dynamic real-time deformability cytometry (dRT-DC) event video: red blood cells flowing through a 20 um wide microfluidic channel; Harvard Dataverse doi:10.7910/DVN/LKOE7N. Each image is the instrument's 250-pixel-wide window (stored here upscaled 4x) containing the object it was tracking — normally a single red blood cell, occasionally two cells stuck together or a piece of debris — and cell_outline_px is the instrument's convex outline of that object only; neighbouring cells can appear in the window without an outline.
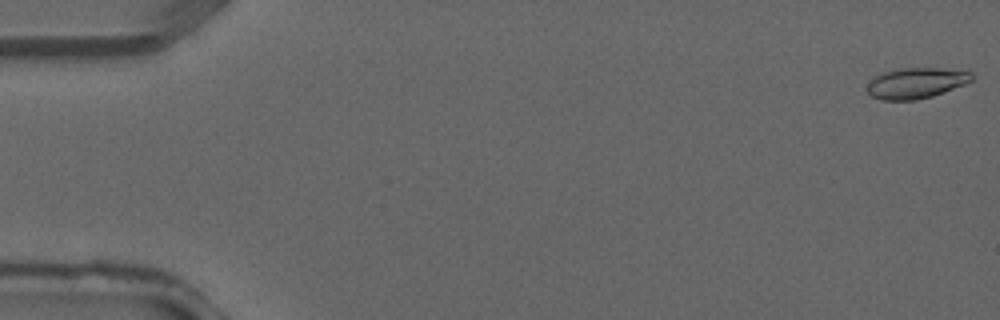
{"species": "common noctule bat (a hibernating species)", "species_latin": "Nyctalus noctula", "temperature_condition": "warm", "stored_images_in_passage": 39, "camera_frame_rate_fps": 3000, "um_per_image_px": 0.085, "animal": {"sex": "male", "forearm_length_mm": 52.5}, "frame": {"image": 1, "passage_image": 1, "time_ms": 0.0, "image_size_px": [1000, 320], "cell_outline_px": [[972, 80], [964, 84], [944, 92], [932, 96], [916, 100], [880, 100], [872, 96], [868, 92], [868, 84], [872, 76], [884, 72], [900, 68], [936, 68], [972, 72]], "centroid_in_image_um": [77.82, 7.06], "position_along_channel_um": 7.2, "area_um2": 18.61}}
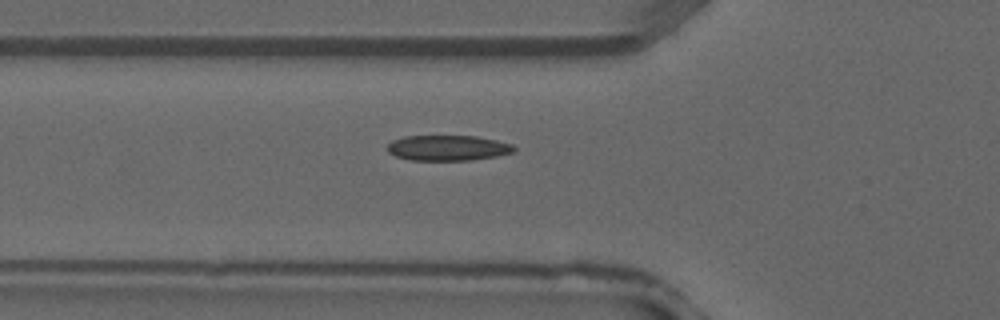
{"frame": {"image": 2, "passage_image": 14, "time_ms": 4.333, "image_size_px": [1000, 320], "cell_outline_px": [[516, 148], [512, 152], [496, 156], [472, 160], [412, 160], [396, 156], [388, 152], [388, 144], [392, 140], [404, 136], [476, 136], [496, 140], [512, 144]], "centroid_in_image_um": [38.06, 12.57], "position_along_channel_um": 87.7, "area_um2": 18.67}}
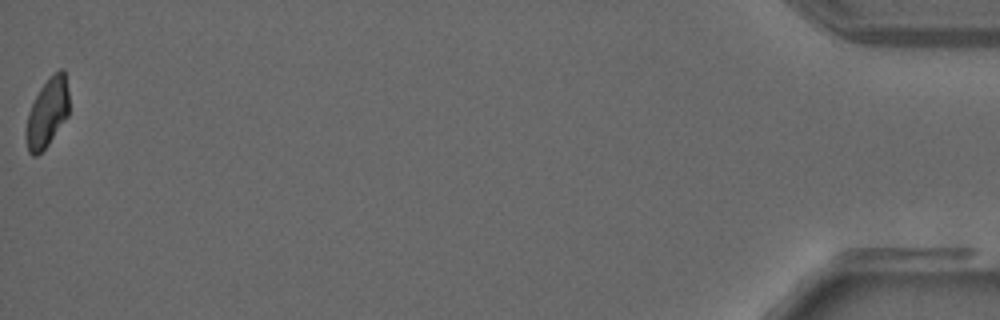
{"frame": {"image": 3, "passage_image": 39, "time_ms": 12.667, "image_size_px": [1000, 320], "cell_outline_px": [[68, 116], [48, 144], [36, 156], [32, 156], [28, 152], [24, 136], [24, 128], [28, 112], [40, 88], [48, 76], [60, 68], [64, 68], [68, 92]], "centroid_in_image_um": [3.99, 9.57], "position_along_channel_um": 431.2, "area_um2": 17.51}}